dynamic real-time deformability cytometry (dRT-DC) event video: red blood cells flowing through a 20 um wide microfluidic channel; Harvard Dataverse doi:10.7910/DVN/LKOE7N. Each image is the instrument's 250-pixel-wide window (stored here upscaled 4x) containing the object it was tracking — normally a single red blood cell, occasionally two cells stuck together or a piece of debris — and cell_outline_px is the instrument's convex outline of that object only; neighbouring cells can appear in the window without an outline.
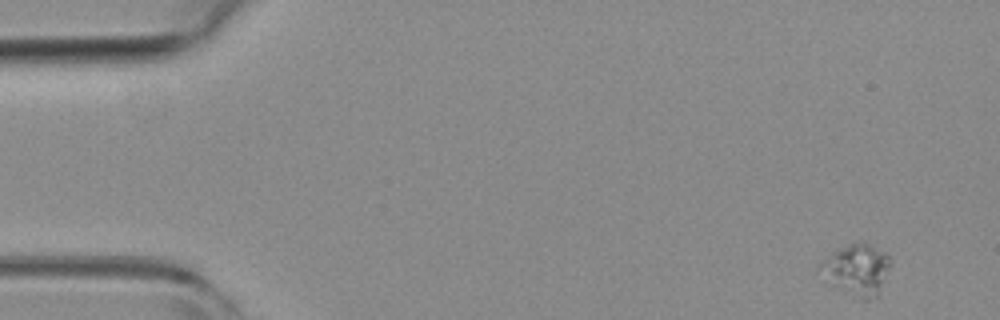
{"species": "common noctule bat (a hibernating species)", "species_latin": "Nyctalus noctula", "temperature_condition": "room temperature", "stored_images_in_passage": 8, "camera_frame_rate_fps": 3000, "um_per_image_px": 0.085, "animal": {"sex": "female", "body_mass_g": 19.3, "forearm_length_mm": 54.1}, "frame": {"image": 1, "passage_image": 1, "time_ms": 0.0, "image_size_px": [1000, 320], "cell_outline_px": [[892, 260], [876, 296], [868, 300], [864, 300], [836, 288], [812, 276], [816, 268], [832, 252], [848, 244], [860, 240], [864, 240], [884, 252]], "centroid_in_image_um": [72.69, 22.9], "position_along_channel_um": 12.3, "area_um2": 21.56}}
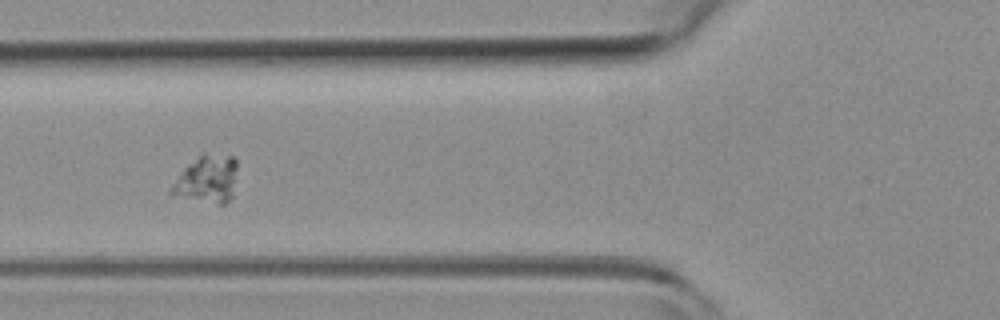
{"frame": {"image": 2, "passage_image": 6, "time_ms": 1.667, "image_size_px": [1000, 320], "cell_outline_px": [[236, 168], [232, 196], [224, 204], [220, 204], [168, 192], [172, 184], [180, 172], [188, 164], [204, 152], [232, 156], [236, 160]], "centroid_in_image_um": [17.61, 15.18], "position_along_channel_um": 108.2, "area_um2": 17.69}}
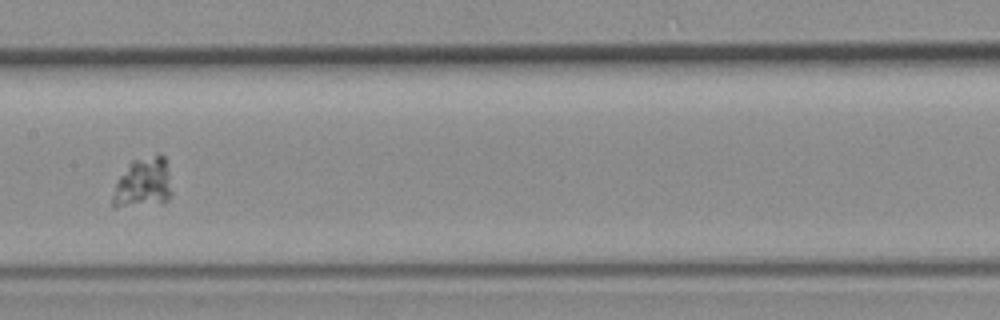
{"frame": {"image": 3, "passage_image": 8, "time_ms": 2.333, "image_size_px": [1000, 320], "cell_outline_px": [[172, 192], [168, 200], [164, 204], [112, 208], [112, 196], [116, 184], [120, 176], [132, 160], [156, 156], [164, 156]], "centroid_in_image_um": [12.15, 15.63], "position_along_channel_um": 195.2, "area_um2": 17.17}}